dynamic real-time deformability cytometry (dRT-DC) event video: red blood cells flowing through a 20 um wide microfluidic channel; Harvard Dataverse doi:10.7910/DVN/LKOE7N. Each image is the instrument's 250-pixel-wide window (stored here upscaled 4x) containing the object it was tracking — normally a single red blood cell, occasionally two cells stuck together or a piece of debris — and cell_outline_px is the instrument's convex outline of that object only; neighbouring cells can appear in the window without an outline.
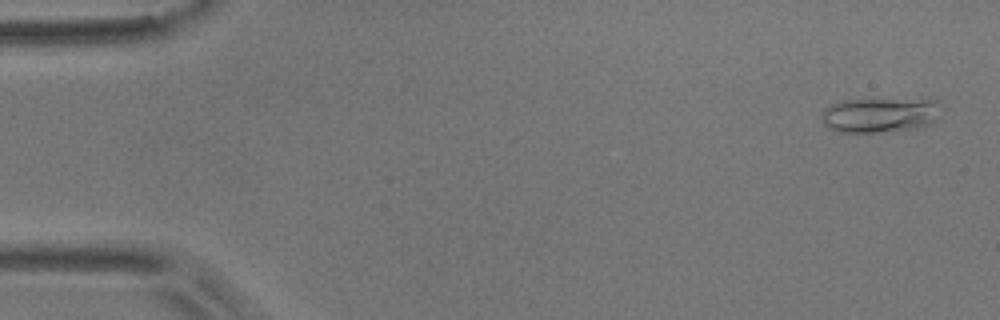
{"species": "common noctule bat (a hibernating species)", "species_latin": "Nyctalus noctula", "temperature_condition": "room temperature", "stored_images_in_passage": 5, "camera_frame_rate_fps": 3000, "um_per_image_px": 0.085, "animal": {"sex": "male", "body_mass_g": 17.9}, "frame": {"image": 1, "passage_image": 1, "time_ms": 0.0, "image_size_px": [1000, 320], "cell_outline_px": [[936, 120], [928, 124], [916, 128], [876, 132], [840, 132], [828, 128], [824, 124], [820, 116], [820, 112], [824, 108], [840, 100], [936, 100]], "centroid_in_image_um": [74.65, 9.79], "position_along_channel_um": 10.3, "area_um2": 23.7}}
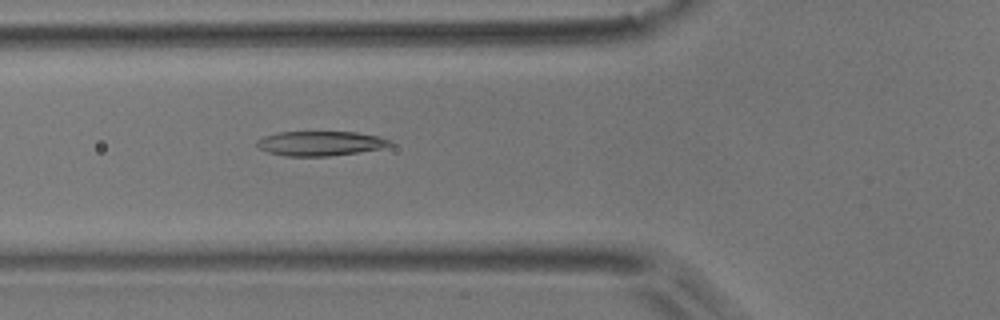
{"frame": {"image": 2, "passage_image": 5, "time_ms": 1.333, "image_size_px": [1000, 320], "cell_outline_px": [[392, 144], [380, 148], [356, 152], [328, 156], [284, 156], [268, 152], [260, 148], [256, 144], [256, 140], [264, 136], [280, 132], [356, 132], [380, 136], [388, 140]], "centroid_in_image_um": [27.18, 12.18], "position_along_channel_um": 98.6, "area_um2": 18.84}}